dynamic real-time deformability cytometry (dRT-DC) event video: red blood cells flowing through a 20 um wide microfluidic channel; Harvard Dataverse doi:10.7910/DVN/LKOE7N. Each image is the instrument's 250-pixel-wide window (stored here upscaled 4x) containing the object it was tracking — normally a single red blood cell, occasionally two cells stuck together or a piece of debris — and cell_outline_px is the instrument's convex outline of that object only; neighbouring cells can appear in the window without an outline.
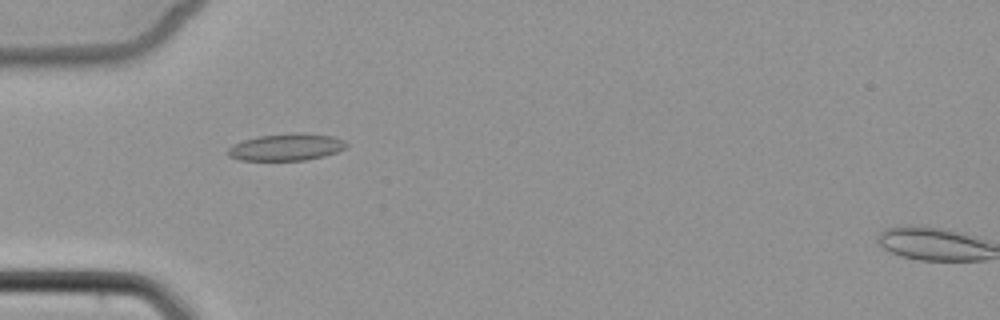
{"species": "common noctule bat (a hibernating species)", "species_latin": "Nyctalus noctula", "temperature_condition": "cold", "stored_images_in_passage": 4, "camera_frame_rate_fps": 3000, "um_per_image_px": 0.085, "animal": {"sex": "female", "body_mass_g": 22.7, "forearm_length_mm": 54.2}, "frame": {"image": 1, "passage_image": 3, "time_ms": 3.0, "image_size_px": [1000, 320], "cell_outline_px": [[348, 144], [344, 148], [336, 152], [324, 156], [304, 160], [240, 160], [228, 156], [228, 148], [232, 144], [256, 136], [292, 132], [300, 132], [332, 136], [344, 140]], "centroid_in_image_um": [24.32, 12.49], "position_along_channel_um": 60.7, "area_um2": 18.73}}
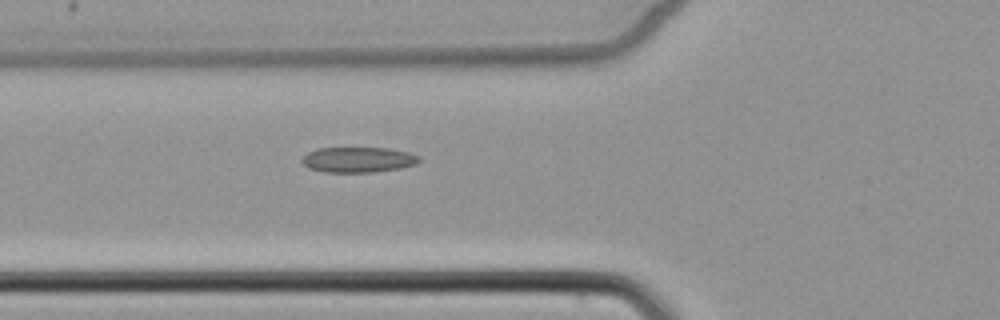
{"frame": {"image": 2, "passage_image": 4, "time_ms": 4.0, "image_size_px": [1000, 320], "cell_outline_px": [[420, 160], [416, 164], [400, 168], [372, 172], [324, 172], [308, 168], [300, 160], [308, 152], [316, 148], [388, 148], [408, 152], [420, 156]], "centroid_in_image_um": [30.43, 13.57], "position_along_channel_um": 95.4, "area_um2": 17.34}}